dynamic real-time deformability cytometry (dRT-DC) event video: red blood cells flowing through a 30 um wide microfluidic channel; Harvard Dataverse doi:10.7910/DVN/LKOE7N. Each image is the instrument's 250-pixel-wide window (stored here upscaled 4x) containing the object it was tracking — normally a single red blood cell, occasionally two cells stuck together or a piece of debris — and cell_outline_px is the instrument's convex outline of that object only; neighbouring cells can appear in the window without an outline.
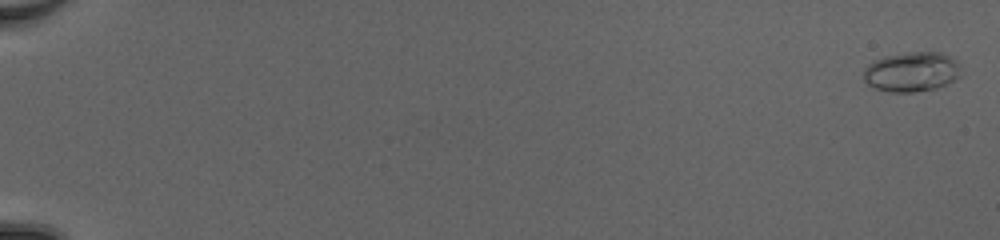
{"species": "common noctule bat (a hibernating species)", "species_latin": "Nyctalus noctula", "temperature_condition": "cold", "stored_images_in_passage": 53, "camera_frame_rate_fps": 3000, "um_per_image_px": 0.085, "animal": {"sex": "female", "body_mass_g": 20.0, "forearm_length_mm": 54.0}, "frame": {"image": 1, "passage_image": 2, "time_ms": 0.333, "image_size_px": [1000, 240], "cell_outline_px": [[960, 76], [936, 88], [912, 92], [892, 92], [872, 88], [864, 80], [864, 68], [868, 64], [884, 56], [912, 52], [940, 52], [956, 60]], "centroid_in_image_um": [77.44, 6.11], "position_along_channel_um": 7.6, "area_um2": 22.25}}
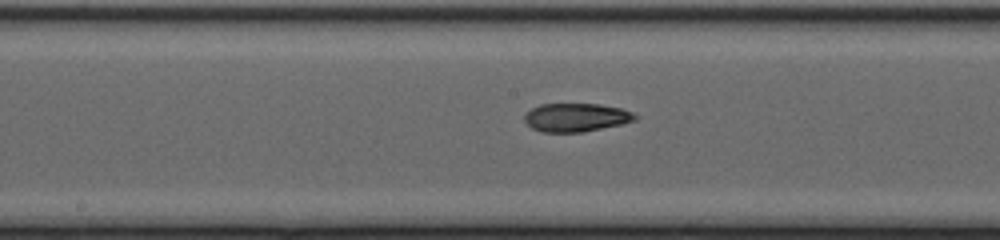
{"frame": {"image": 2, "passage_image": 31, "time_ms": 10.0, "image_size_px": [1000, 240], "cell_outline_px": [[640, 116], [636, 120], [620, 124], [584, 132], [544, 132], [532, 128], [524, 120], [524, 116], [532, 108], [540, 104], [600, 104], [620, 108], [632, 112]], "centroid_in_image_um": [48.99, 9.98], "position_along_channel_um": 199.2, "area_um2": 18.26}}
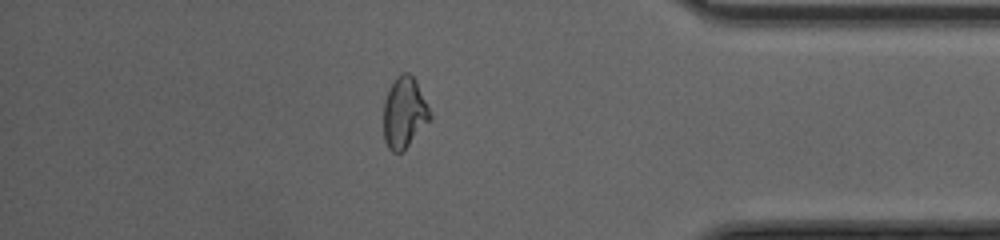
{"frame": {"image": 3, "passage_image": 47, "time_ms": 15.333, "image_size_px": [1000, 240], "cell_outline_px": [[432, 120], [400, 152], [392, 152], [388, 148], [384, 140], [384, 100], [396, 76], [404, 72], [408, 72], [416, 80], [432, 116]], "centroid_in_image_um": [34.37, 9.57], "position_along_channel_um": 400.8, "area_um2": 19.02}, "authors_computed_cell_mechanics": {"area_um2": 19.1318, "velocity_mm_per_s": 4.1839, "shape_relaxation_time_tau1_ms": null, "shape_relaxation_time_tau2_ms": 1.9369, "deformation_change_tau1": null, "deformation_change_tau2": 0.0772}}